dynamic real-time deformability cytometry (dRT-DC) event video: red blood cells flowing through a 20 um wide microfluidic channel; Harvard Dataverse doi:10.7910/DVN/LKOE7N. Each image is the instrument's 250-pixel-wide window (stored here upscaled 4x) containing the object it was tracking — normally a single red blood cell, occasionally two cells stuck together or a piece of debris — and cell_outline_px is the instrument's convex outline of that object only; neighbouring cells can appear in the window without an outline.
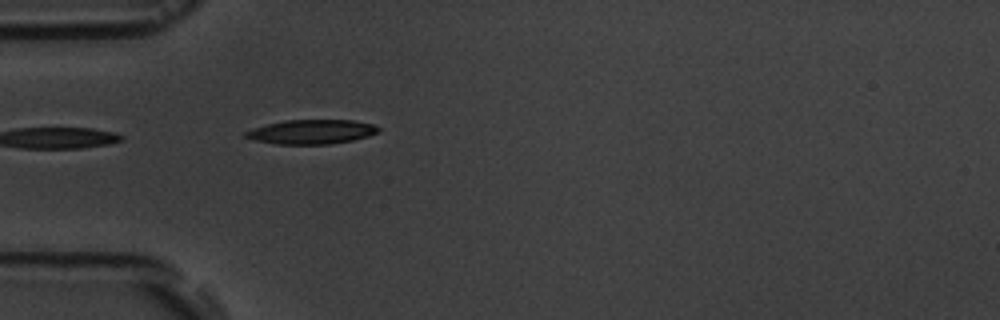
{"species": "common noctule bat (a hibernating species)", "species_latin": "Nyctalus noctula", "temperature_condition": "room temperature", "stored_images_in_passage": 3, "camera_frame_rate_fps": 3000, "um_per_image_px": 0.085, "animal": {"sex": "male", "body_mass_g": 19.5, "forearm_length_mm": 54.6}, "frame": {"image": 1, "passage_image": 3, "time_ms": 2.0, "image_size_px": [1000, 320], "cell_outline_px": [[380, 132], [368, 136], [352, 140], [328, 144], [276, 144], [256, 140], [244, 136], [244, 132], [252, 128], [284, 120], [352, 120], [372, 124], [380, 128]], "centroid_in_image_um": [26.49, 11.2], "position_along_channel_um": 58.5, "area_um2": 18.73}}